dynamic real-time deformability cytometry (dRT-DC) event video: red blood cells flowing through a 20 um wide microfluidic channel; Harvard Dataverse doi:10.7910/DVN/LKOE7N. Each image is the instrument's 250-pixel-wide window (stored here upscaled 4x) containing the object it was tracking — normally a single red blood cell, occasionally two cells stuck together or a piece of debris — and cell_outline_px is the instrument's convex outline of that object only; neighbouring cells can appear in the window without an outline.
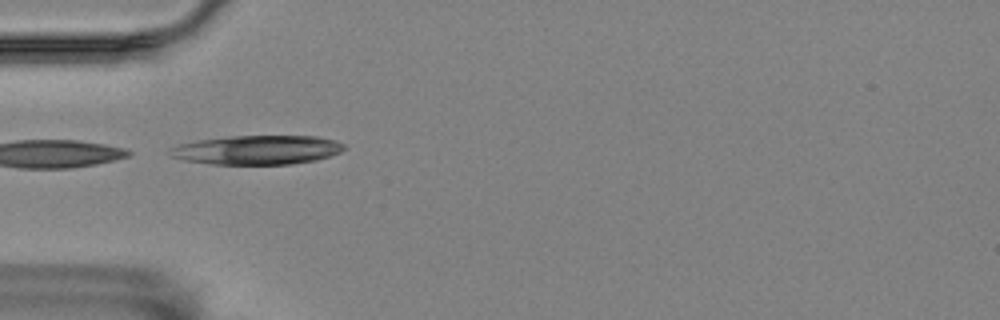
{"species": "Egyptian fruit bat (a non-hibernating species)", "species_latin": "Rousettus aegyptiacus", "temperature_condition": "room temperature", "stored_images_in_passage": 11, "camera_frame_rate_fps": 3000, "um_per_image_px": 0.085, "animal": {"sex": "female"}, "frame": {"image": 1, "passage_image": 1, "time_ms": 0.0, "image_size_px": [1000, 320], "cell_outline_px": [[344, 148], [340, 152], [316, 160], [292, 164], [212, 164], [184, 160], [172, 156], [172, 148], [180, 144], [200, 140], [228, 136], [316, 136], [336, 140], [344, 144]], "centroid_in_image_um": [21.91, 12.74], "position_along_channel_um": 63.1, "area_um2": 29.25}}
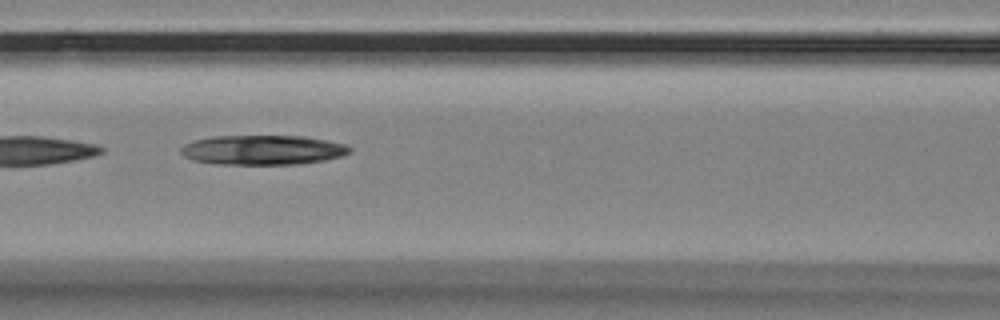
{"frame": {"image": 2, "passage_image": 8, "time_ms": 2.333, "image_size_px": [1000, 320], "cell_outline_px": [[352, 152], [340, 156], [324, 160], [300, 164], [212, 164], [192, 160], [184, 156], [180, 152], [180, 148], [184, 144], [196, 140], [212, 136], [304, 136], [348, 144], [352, 148]], "centroid_in_image_um": [22.34, 12.75], "position_along_channel_um": 144.3, "area_um2": 29.36}}